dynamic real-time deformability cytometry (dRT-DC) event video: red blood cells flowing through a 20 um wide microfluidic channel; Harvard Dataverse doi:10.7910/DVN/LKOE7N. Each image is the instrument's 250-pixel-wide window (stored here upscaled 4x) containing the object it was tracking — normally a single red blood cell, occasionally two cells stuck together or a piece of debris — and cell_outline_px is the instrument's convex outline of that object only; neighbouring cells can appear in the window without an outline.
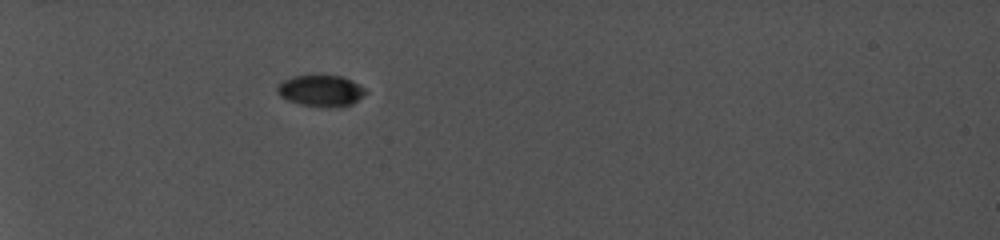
{"species": "common noctule bat (a hibernating species)", "species_latin": "Nyctalus noctula", "temperature_condition": "cold", "stored_images_in_passage": 25, "camera_frame_rate_fps": 5000, "um_per_image_px": 0.085, "animal": {"sex": "female", "body_mass_g": 19.0, "forearm_length_mm": 56.7}, "frame": {"image": 1, "passage_image": 1, "time_ms": 0.0, "image_size_px": [1000, 240], "cell_outline_px": [[368, 92], [364, 96], [352, 104], [344, 108], [320, 108], [296, 104], [284, 100], [276, 92], [276, 88], [284, 80], [296, 76], [340, 76], [364, 88]], "centroid_in_image_um": [27.26, 7.78], "position_along_channel_um": 57.7, "area_um2": 16.42}}
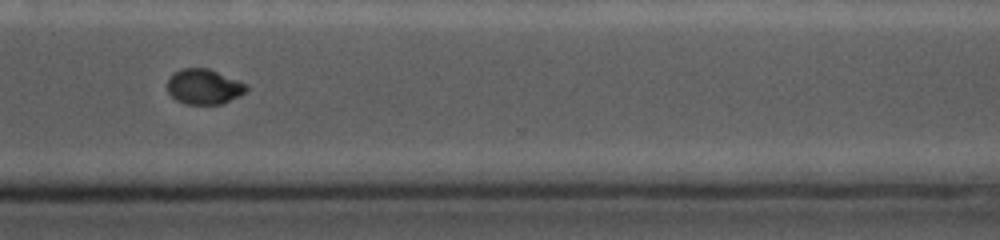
{"frame": {"image": 2, "passage_image": 20, "time_ms": 8.8, "image_size_px": [1000, 240], "cell_outline_px": [[248, 88], [244, 92], [224, 104], [184, 104], [176, 100], [172, 96], [168, 88], [168, 80], [176, 72], [184, 68], [208, 68], [244, 84]], "centroid_in_image_um": [17.31, 7.39], "position_along_channel_um": 353.3, "area_um2": 15.72}}
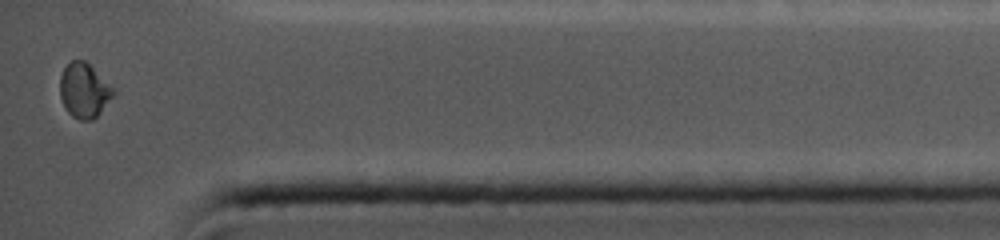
{"frame": {"image": 3, "passage_image": 25, "time_ms": 10.8, "image_size_px": [1000, 240], "cell_outline_px": [[112, 96], [100, 112], [92, 120], [80, 120], [72, 116], [64, 108], [60, 96], [60, 76], [64, 68], [72, 60], [84, 60], [112, 88]], "centroid_in_image_um": [7.08, 7.71], "position_along_channel_um": 428.1, "area_um2": 16.42}, "authors_computed_cell_mechanics": {"area_um2": 16.3574, "velocity_mm_per_s": 3.8832, "shape_relaxation_time_tau1_ms": 3.4581, "shape_relaxation_time_tau2_ms": 0.9847, "deformation_change_tau1": 0.1446, "deformation_change_tau2": 0.03}}